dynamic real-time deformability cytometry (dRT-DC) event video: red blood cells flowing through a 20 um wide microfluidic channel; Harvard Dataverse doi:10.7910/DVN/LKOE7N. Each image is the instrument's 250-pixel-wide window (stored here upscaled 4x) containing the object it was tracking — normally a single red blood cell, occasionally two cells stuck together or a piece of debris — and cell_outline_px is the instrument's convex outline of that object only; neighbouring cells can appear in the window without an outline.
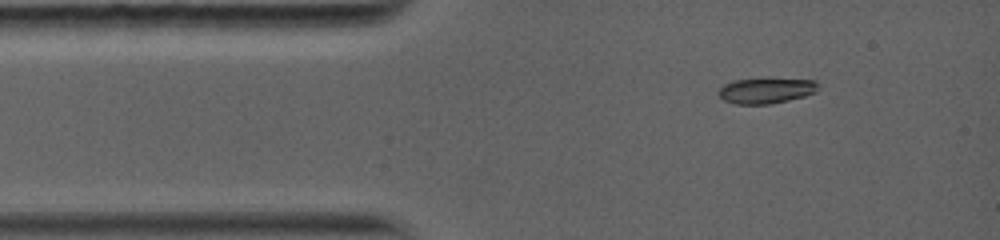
{"species": "common noctule bat (a hibernating species)", "species_latin": "Nyctalus noctula", "temperature_condition": "warm", "stored_images_in_passage": 3, "camera_frame_rate_fps": 5000, "um_per_image_px": 0.085, "animal": {"sex": "female", "body_mass_g": 19.0, "forearm_length_mm": 56.7}, "frame": {"image": 1, "passage_image": 1, "time_ms": 0.0, "image_size_px": [1000, 240], "cell_outline_px": [[816, 84], [812, 92], [804, 96], [768, 104], [736, 104], [724, 100], [720, 96], [720, 88], [728, 84], [740, 80], [812, 80]], "centroid_in_image_um": [65.06, 7.74], "position_along_channel_um": 19.9, "area_um2": 13.64}}
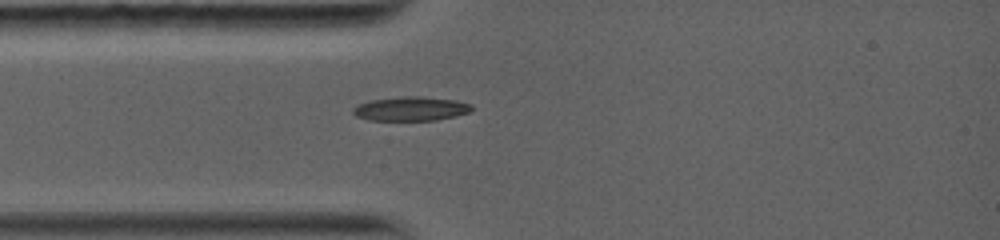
{"frame": {"image": 2, "passage_image": 3, "time_ms": 1.6, "image_size_px": [1000, 240], "cell_outline_px": [[472, 108], [468, 112], [452, 116], [432, 120], [372, 120], [356, 116], [352, 112], [352, 108], [360, 104], [372, 100], [452, 100], [468, 104]], "centroid_in_image_um": [34.83, 9.32], "position_along_channel_um": 50.2, "area_um2": 14.74}}